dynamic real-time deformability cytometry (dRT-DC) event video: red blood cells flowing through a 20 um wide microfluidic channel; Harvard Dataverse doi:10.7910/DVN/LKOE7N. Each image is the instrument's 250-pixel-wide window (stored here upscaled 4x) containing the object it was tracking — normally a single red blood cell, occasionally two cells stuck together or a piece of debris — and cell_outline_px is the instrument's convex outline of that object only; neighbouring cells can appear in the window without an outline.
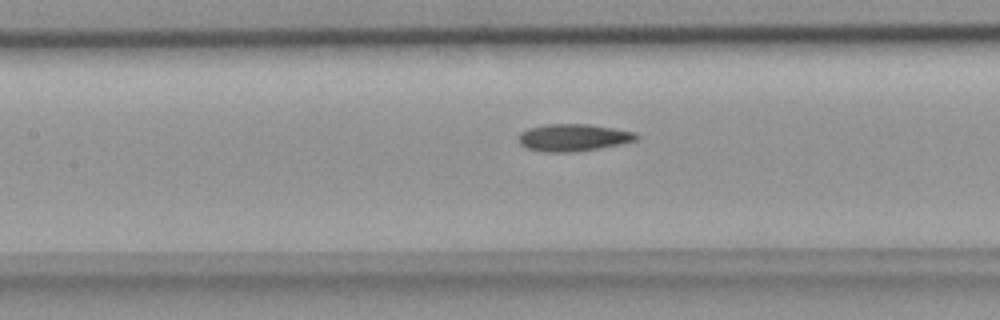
{"species": "common noctule bat (a hibernating species)", "species_latin": "Nyctalus noctula", "temperature_condition": "room temperature", "stored_images_in_passage": 30, "camera_frame_rate_fps": 3000, "um_per_image_px": 0.085, "animal": {"sex": "female", "body_mass_g": 18.4}, "frame": {"image": 1, "passage_image": 10, "time_ms": 3.0, "image_size_px": [1000, 320], "cell_outline_px": [[640, 136], [636, 140], [620, 144], [600, 148], [568, 152], [544, 152], [528, 148], [520, 144], [520, 132], [528, 128], [544, 124], [588, 124], [616, 128], [636, 132]], "centroid_in_image_um": [48.76, 11.68], "position_along_channel_um": 158.6, "area_um2": 18.67}}
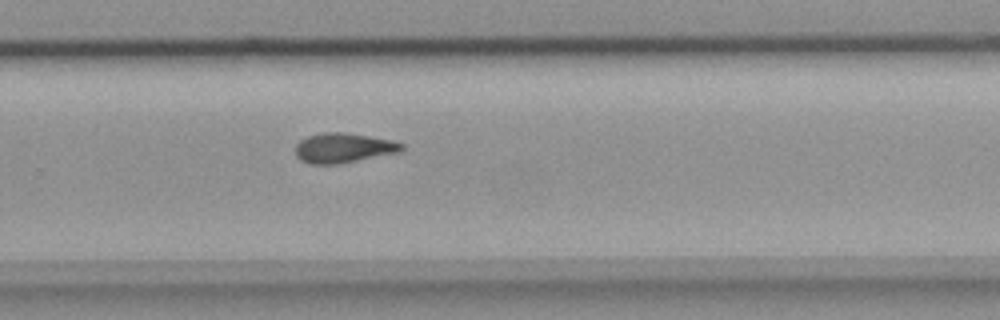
{"frame": {"image": 2, "passage_image": 20, "time_ms": 6.333, "image_size_px": [1000, 320], "cell_outline_px": [[404, 148], [400, 152], [340, 164], [308, 164], [300, 160], [296, 156], [296, 144], [300, 140], [308, 136], [324, 132], [344, 132], [392, 140], [404, 144]], "centroid_in_image_um": [29.19, 12.58], "position_along_channel_um": 300.6, "area_um2": 18.55}}
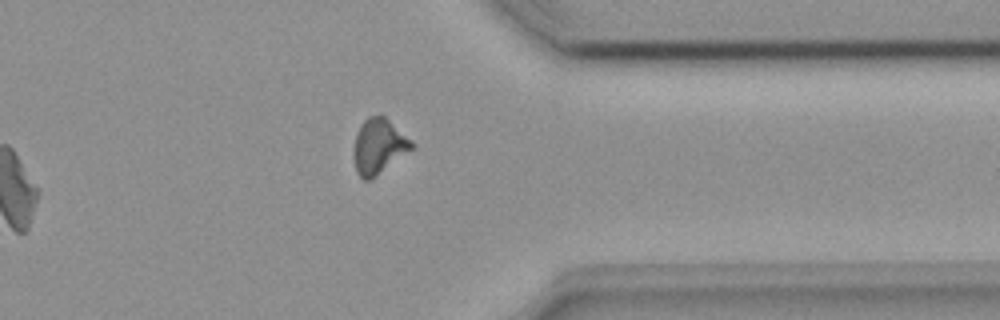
{"frame": {"image": 3, "passage_image": 26, "time_ms": 8.333, "image_size_px": [1000, 320], "cell_outline_px": [[416, 144], [412, 148], [368, 180], [364, 180], [356, 172], [352, 156], [352, 148], [356, 132], [364, 120], [368, 116], [384, 116], [412, 140]], "centroid_in_image_um": [32.13, 12.41], "position_along_channel_um": 379.3, "area_um2": 18.32}}